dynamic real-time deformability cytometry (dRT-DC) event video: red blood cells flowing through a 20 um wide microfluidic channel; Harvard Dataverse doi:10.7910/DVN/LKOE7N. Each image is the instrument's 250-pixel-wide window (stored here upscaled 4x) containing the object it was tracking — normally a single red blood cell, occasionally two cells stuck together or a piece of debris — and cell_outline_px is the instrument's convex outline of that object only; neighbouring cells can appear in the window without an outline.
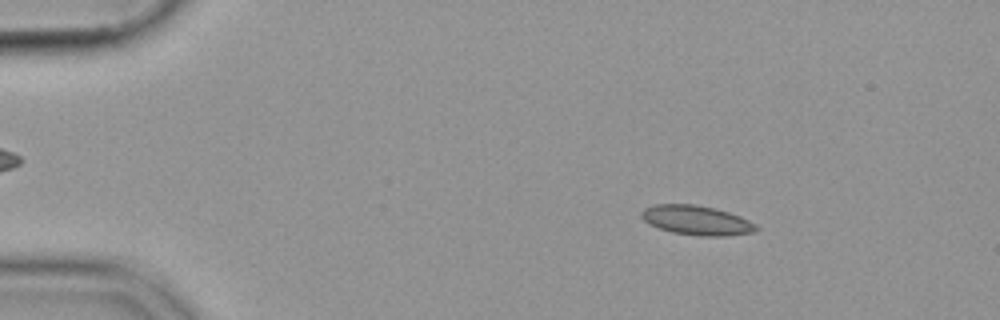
{"species": "common noctule bat (a hibernating species)", "species_latin": "Nyctalus noctula", "temperature_condition": "cold", "stored_images_in_passage": 54, "camera_frame_rate_fps": 3000, "um_per_image_px": 0.085, "animal": {"sex": "female", "body_mass_g": 19.9}, "frame": {"image": 1, "passage_image": 8, "time_ms": 2.333, "image_size_px": [1000, 320], "cell_outline_px": [[760, 228], [752, 232], [724, 236], [704, 236], [672, 232], [648, 224], [640, 216], [640, 212], [644, 208], [652, 204], [696, 204], [716, 208], [740, 216], [756, 224]], "centroid_in_image_um": [59.18, 18.71], "position_along_channel_um": 25.8, "area_um2": 19.77}}
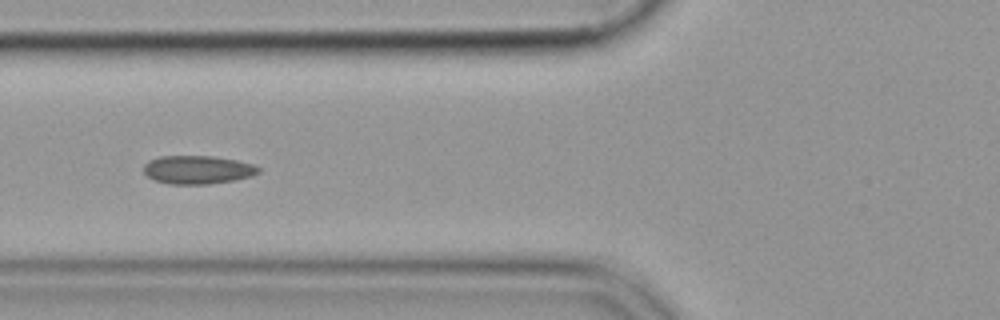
{"frame": {"image": 2, "passage_image": 21, "time_ms": 6.667, "image_size_px": [1000, 320], "cell_outline_px": [[260, 172], [252, 176], [236, 180], [208, 184], [172, 184], [156, 180], [148, 176], [144, 172], [144, 164], [148, 160], [160, 156], [212, 156], [236, 160], [252, 164], [260, 168]], "centroid_in_image_um": [16.81, 14.42], "position_along_channel_um": 109.0, "area_um2": 18.96}}
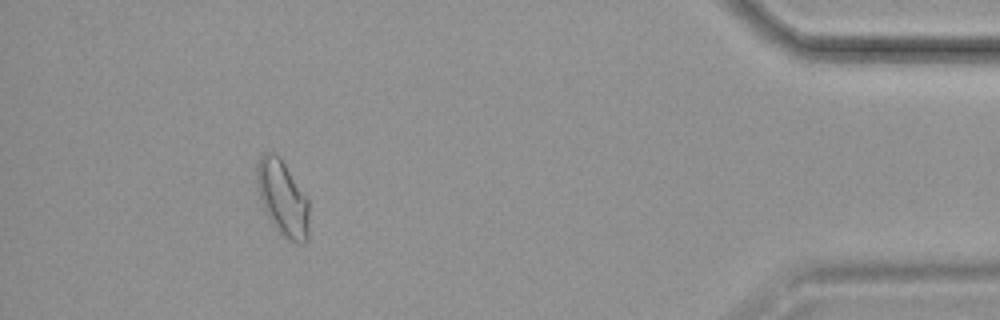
{"frame": {"image": 3, "passage_image": 50, "time_ms": 16.333, "image_size_px": [1000, 320], "cell_outline_px": [[308, 240], [304, 244], [296, 244], [288, 240], [272, 224], [260, 200], [256, 180], [256, 168], [260, 156], [264, 152], [276, 152], [280, 156], [308, 200]], "centroid_in_image_um": [24.01, 16.84], "position_along_channel_um": 411.2, "area_um2": 23.0}}